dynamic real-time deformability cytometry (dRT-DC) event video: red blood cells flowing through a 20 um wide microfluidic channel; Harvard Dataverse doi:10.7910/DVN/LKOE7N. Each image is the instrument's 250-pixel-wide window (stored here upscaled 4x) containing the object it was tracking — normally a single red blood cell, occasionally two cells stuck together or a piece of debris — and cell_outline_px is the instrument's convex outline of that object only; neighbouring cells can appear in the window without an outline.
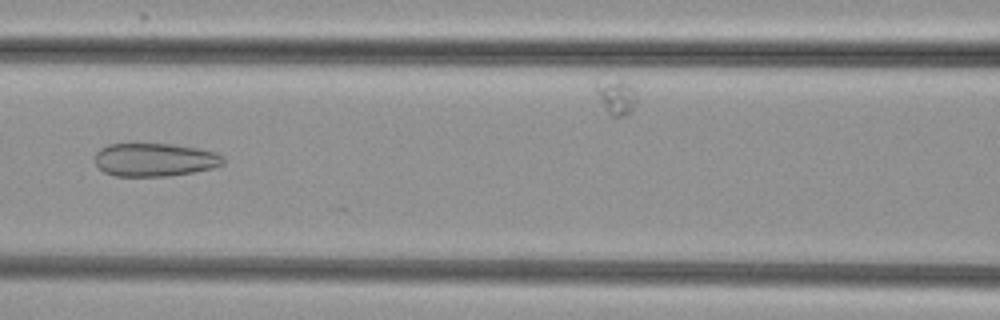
{"species": "common noctule bat (a hibernating species)", "species_latin": "Nyctalus noctula", "temperature_condition": "cold", "stored_images_in_passage": 5, "camera_frame_rate_fps": 3000, "um_per_image_px": 0.085, "animal": {"sex": "female", "body_mass_g": 29.2, "forearm_length_mm": 56.3}, "frame": {"image": 1, "passage_image": 3, "time_ms": 2.333, "image_size_px": [1000, 320], "cell_outline_px": [[224, 164], [212, 168], [192, 172], [168, 176], [116, 176], [104, 172], [96, 164], [96, 152], [100, 148], [108, 144], [172, 144], [196, 148], [216, 152], [224, 156]], "centroid_in_image_um": [13.16, 13.58], "position_along_channel_um": 153.4, "area_um2": 24.8}}
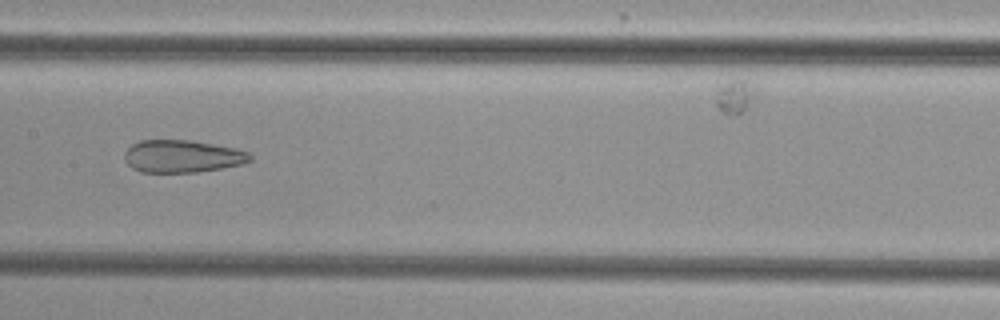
{"frame": {"image": 2, "passage_image": 4, "time_ms": 3.333, "image_size_px": [1000, 320], "cell_outline_px": [[252, 160], [240, 164], [220, 168], [196, 172], [140, 172], [132, 168], [124, 160], [124, 152], [132, 144], [140, 140], [188, 140], [236, 148], [248, 152], [252, 156]], "centroid_in_image_um": [15.46, 13.28], "position_along_channel_um": 191.9, "area_um2": 23.7}}